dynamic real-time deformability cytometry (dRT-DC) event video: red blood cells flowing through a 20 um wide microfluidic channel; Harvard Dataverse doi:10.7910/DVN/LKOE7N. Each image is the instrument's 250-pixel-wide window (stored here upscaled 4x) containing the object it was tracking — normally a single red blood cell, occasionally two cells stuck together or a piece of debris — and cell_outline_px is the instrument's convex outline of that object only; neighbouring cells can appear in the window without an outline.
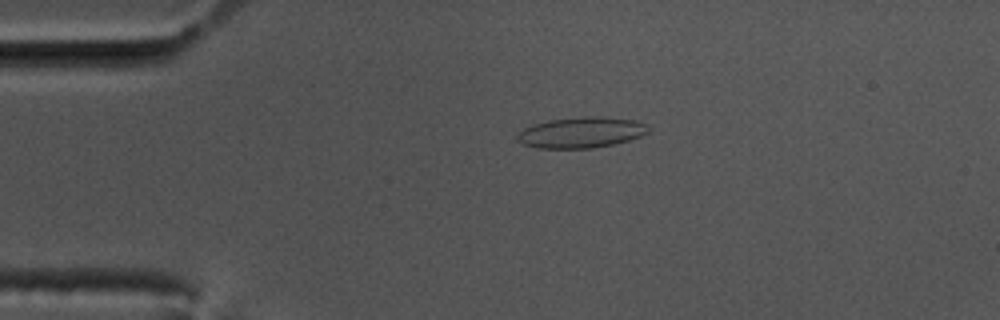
{"species": "common noctule bat (a hibernating species)", "species_latin": "Nyctalus noctula", "temperature_condition": "cold", "stored_images_in_passage": 57, "camera_frame_rate_fps": 3000, "um_per_image_px": 0.085, "animal": {"sex": "male", "body_mass_g": 17.5, "forearm_length_mm": 52.3}, "frame": {"image": 1, "passage_image": 12, "time_ms": 3.667, "image_size_px": [1000, 320], "cell_outline_px": [[652, 128], [648, 132], [640, 136], [628, 140], [612, 144], [592, 148], [536, 148], [524, 144], [516, 140], [516, 136], [524, 128], [532, 124], [548, 120], [580, 116], [604, 116], [636, 120], [648, 124]], "centroid_in_image_um": [49.42, 11.24], "position_along_channel_um": 35.6, "area_um2": 23.81}}
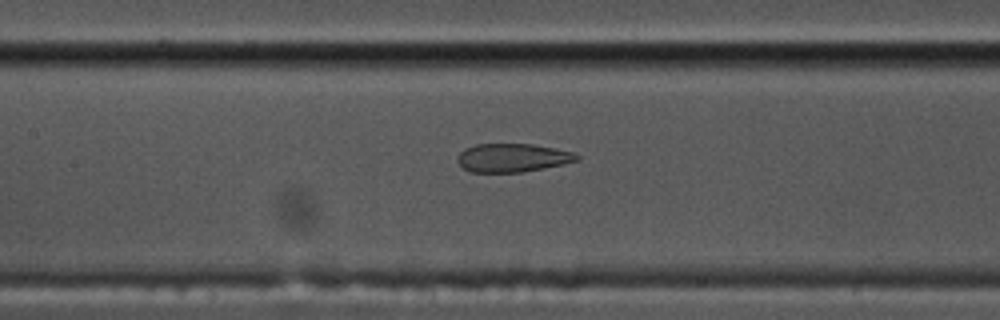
{"frame": {"image": 2, "passage_image": 26, "time_ms": 8.333, "image_size_px": [1000, 320], "cell_outline_px": [[580, 160], [564, 164], [544, 168], [520, 172], [472, 172], [464, 168], [456, 160], [456, 156], [464, 148], [476, 144], [532, 144], [576, 152], [580, 156]], "centroid_in_image_um": [43.58, 13.4], "position_along_channel_um": 163.8, "area_um2": 19.94}}
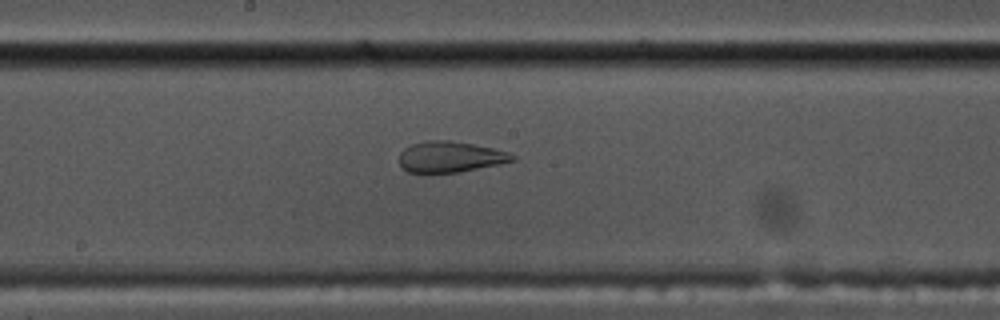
{"frame": {"image": 3, "passage_image": 30, "time_ms": 9.667, "image_size_px": [1000, 320], "cell_outline_px": [[516, 160], [500, 164], [460, 172], [408, 172], [400, 164], [400, 152], [404, 148], [412, 144], [424, 140], [452, 140], [492, 148], [508, 152], [516, 156]], "centroid_in_image_um": [38.28, 13.32], "position_along_channel_um": 209.9, "area_um2": 20.35}}